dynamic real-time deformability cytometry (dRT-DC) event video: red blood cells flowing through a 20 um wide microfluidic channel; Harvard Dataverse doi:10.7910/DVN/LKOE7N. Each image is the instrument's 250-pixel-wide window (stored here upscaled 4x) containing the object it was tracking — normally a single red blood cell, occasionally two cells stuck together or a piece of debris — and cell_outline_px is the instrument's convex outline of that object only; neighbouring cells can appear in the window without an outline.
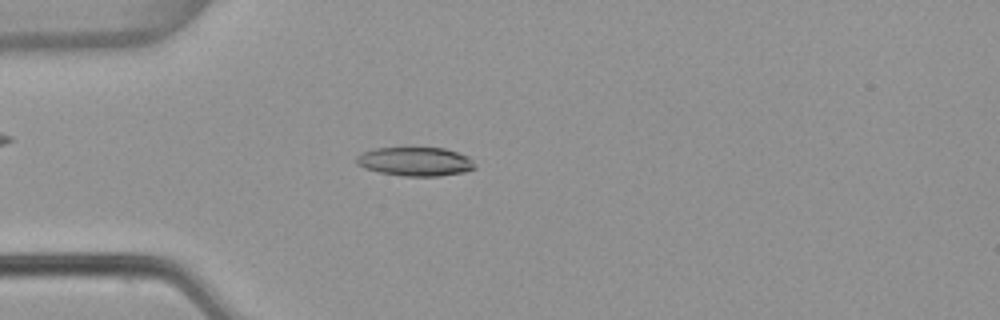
{"species": "common noctule bat (a hibernating species)", "species_latin": "Nyctalus noctula", "temperature_condition": "warm", "stored_images_in_passage": 52, "camera_frame_rate_fps": 3000, "um_per_image_px": 0.085, "animal": {"sex": "female", "body_mass_g": 22.7, "forearm_length_mm": 54.2}, "frame": {"image": 1, "passage_image": 14, "time_ms": 4.333, "image_size_px": [1000, 320], "cell_outline_px": [[476, 168], [464, 172], [440, 176], [404, 176], [380, 172], [364, 168], [356, 164], [356, 156], [360, 152], [376, 148], [444, 148], [468, 156], [476, 164]], "centroid_in_image_um": [35.29, 13.73], "position_along_channel_um": 49.7, "area_um2": 20.0}}
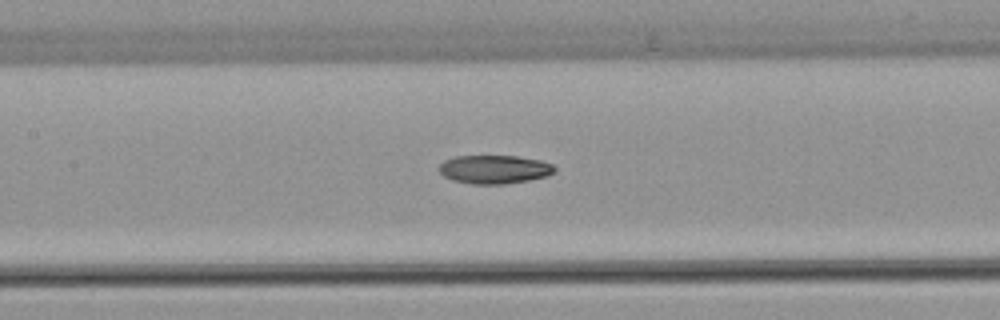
{"frame": {"image": 2, "passage_image": 24, "time_ms": 7.667, "image_size_px": [1000, 320], "cell_outline_px": [[556, 172], [548, 176], [528, 180], [504, 184], [472, 184], [452, 180], [444, 176], [440, 172], [440, 164], [444, 160], [456, 156], [516, 156], [540, 160], [552, 164], [556, 168]], "centroid_in_image_um": [42.05, 14.4], "position_along_channel_um": 165.4, "area_um2": 19.25}}
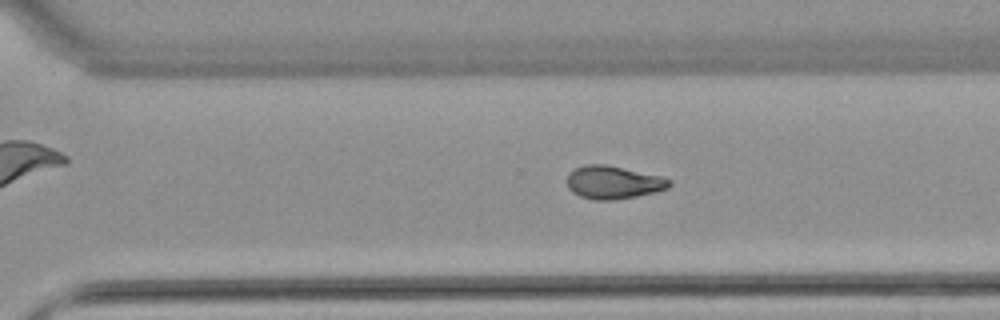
{"frame": {"image": 3, "passage_image": 36, "time_ms": 11.667, "image_size_px": [1000, 320], "cell_outline_px": [[672, 184], [668, 188], [656, 192], [636, 196], [612, 200], [596, 200], [580, 196], [572, 192], [568, 188], [568, 172], [584, 164], [604, 164], [664, 176], [672, 180]], "centroid_in_image_um": [52.16, 15.49], "position_along_channel_um": 318.4, "area_um2": 19.83}}